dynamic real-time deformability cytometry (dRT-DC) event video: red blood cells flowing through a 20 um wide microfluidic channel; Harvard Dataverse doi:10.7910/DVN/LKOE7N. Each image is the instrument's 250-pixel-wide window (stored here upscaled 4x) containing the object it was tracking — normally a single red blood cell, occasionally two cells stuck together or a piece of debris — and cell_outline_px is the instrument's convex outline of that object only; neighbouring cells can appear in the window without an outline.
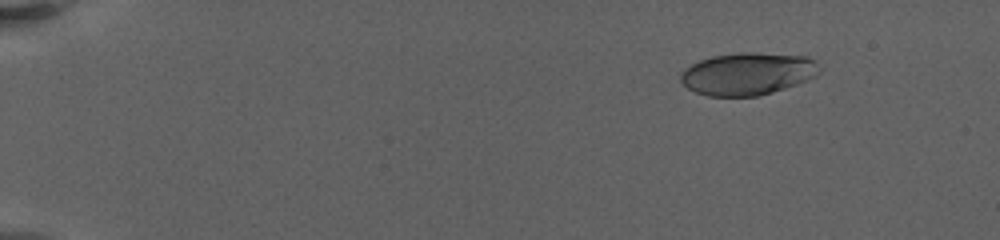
{"species": "human", "species_latin": "Homo sapiens", "temperature_condition": "warm", "stored_images_in_passage": 71, "camera_frame_rate_fps": 3000, "um_per_image_px": 0.085, "donor": {"sex": "female"}, "frame": {"image": 1, "passage_image": 10, "time_ms": 2.667, "image_size_px": [1000, 240], "cell_outline_px": [[820, 72], [816, 76], [808, 80], [772, 92], [756, 96], [708, 96], [696, 92], [688, 88], [680, 80], [680, 72], [684, 68], [700, 60], [712, 56], [740, 52], [752, 52], [804, 56], [816, 60], [820, 68]], "centroid_in_image_um": [63.55, 6.26], "position_along_channel_um": 21.5, "area_um2": 34.33}}
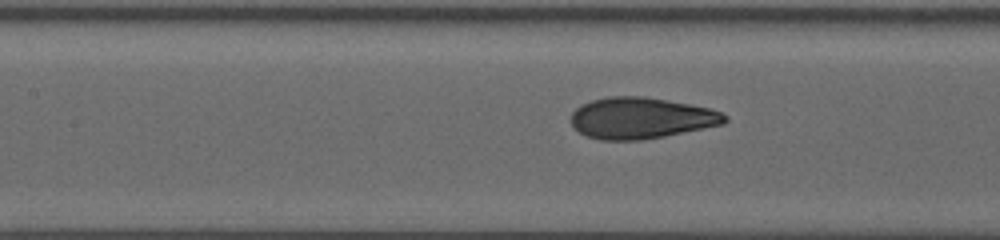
{"frame": {"image": 2, "passage_image": 41, "time_ms": 10.667, "image_size_px": [1000, 240], "cell_outline_px": [[728, 120], [724, 124], [664, 136], [640, 140], [600, 140], [588, 136], [580, 132], [572, 124], [572, 112], [580, 104], [592, 100], [608, 96], [644, 96], [668, 100], [708, 108], [720, 112], [728, 116]], "centroid_in_image_um": [54.49, 10.03], "position_along_channel_um": 152.9, "area_um2": 36.82}}
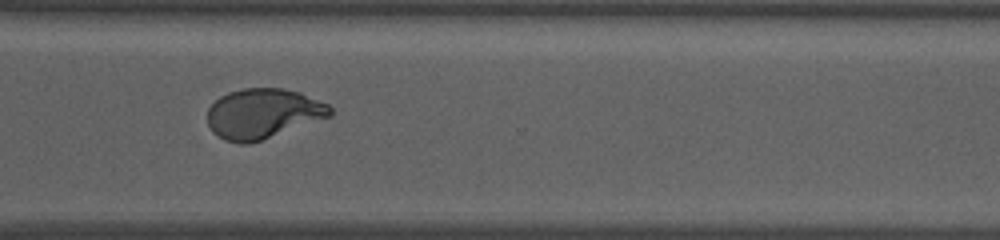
{"frame": {"image": 3, "passage_image": 70, "time_ms": 16.667, "image_size_px": [1000, 240], "cell_outline_px": [[332, 116], [248, 144], [240, 144], [224, 140], [212, 132], [208, 124], [208, 108], [220, 96], [228, 92], [244, 88], [284, 88], [300, 92], [328, 104], [332, 108]], "centroid_in_image_um": [22.35, 9.65], "position_along_channel_um": 348.3, "area_um2": 35.72}}